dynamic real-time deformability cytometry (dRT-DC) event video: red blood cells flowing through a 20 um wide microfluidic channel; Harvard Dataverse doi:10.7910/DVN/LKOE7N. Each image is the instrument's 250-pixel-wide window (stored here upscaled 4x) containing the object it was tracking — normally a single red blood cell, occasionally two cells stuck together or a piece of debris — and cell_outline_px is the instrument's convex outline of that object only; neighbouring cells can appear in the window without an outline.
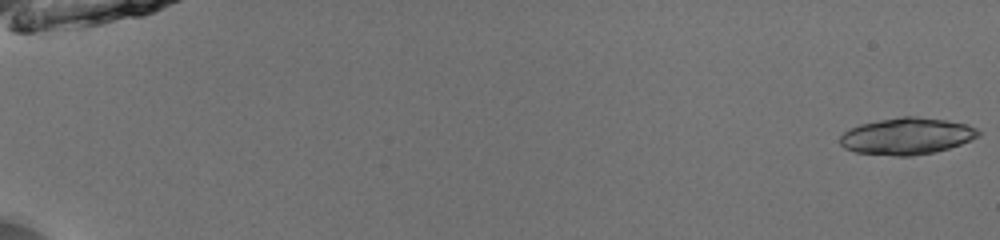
{"species": "common noctule bat (a hibernating species)", "species_latin": "Nyctalus noctula", "temperature_condition": "room temperature", "stored_images_in_passage": 28, "camera_frame_rate_fps": 3000, "um_per_image_px": 0.085, "animal": {"sex": "male", "body_mass_g": 13.0, "forearm_length_mm": 53.1}, "frame": {"image": 1, "passage_image": 1, "time_ms": 0.0, "image_size_px": [1000, 240], "cell_outline_px": [[980, 136], [972, 140], [948, 148], [932, 152], [912, 156], [896, 156], [856, 152], [844, 148], [840, 144], [840, 136], [844, 132], [860, 124], [900, 116], [916, 116], [944, 120], [968, 124], [976, 128], [980, 132]], "centroid_in_image_um": [77.09, 11.57], "position_along_channel_um": 7.9, "area_um2": 29.48}}